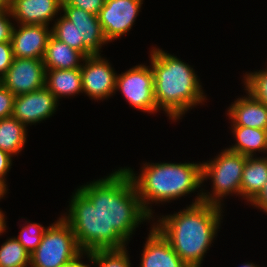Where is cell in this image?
Returning a JSON list of instances; mask_svg holds the SVG:
<instances>
[{"label": "cell", "instance_id": "cell-13", "mask_svg": "<svg viewBox=\"0 0 267 267\" xmlns=\"http://www.w3.org/2000/svg\"><path fill=\"white\" fill-rule=\"evenodd\" d=\"M63 16L77 27L78 42L85 44V57L100 55L102 45L108 44L97 15L83 9L67 5L63 0L61 4Z\"/></svg>", "mask_w": 267, "mask_h": 267}, {"label": "cell", "instance_id": "cell-37", "mask_svg": "<svg viewBox=\"0 0 267 267\" xmlns=\"http://www.w3.org/2000/svg\"><path fill=\"white\" fill-rule=\"evenodd\" d=\"M242 267H258V265H255L254 263H245L244 265H242Z\"/></svg>", "mask_w": 267, "mask_h": 267}, {"label": "cell", "instance_id": "cell-28", "mask_svg": "<svg viewBox=\"0 0 267 267\" xmlns=\"http://www.w3.org/2000/svg\"><path fill=\"white\" fill-rule=\"evenodd\" d=\"M15 95L0 83V119L12 116Z\"/></svg>", "mask_w": 267, "mask_h": 267}, {"label": "cell", "instance_id": "cell-4", "mask_svg": "<svg viewBox=\"0 0 267 267\" xmlns=\"http://www.w3.org/2000/svg\"><path fill=\"white\" fill-rule=\"evenodd\" d=\"M137 191L144 209L152 216V202H170L200 188L202 163H145L141 173L125 168Z\"/></svg>", "mask_w": 267, "mask_h": 267}, {"label": "cell", "instance_id": "cell-24", "mask_svg": "<svg viewBox=\"0 0 267 267\" xmlns=\"http://www.w3.org/2000/svg\"><path fill=\"white\" fill-rule=\"evenodd\" d=\"M127 248L98 249L87 252V258L97 267H131Z\"/></svg>", "mask_w": 267, "mask_h": 267}, {"label": "cell", "instance_id": "cell-20", "mask_svg": "<svg viewBox=\"0 0 267 267\" xmlns=\"http://www.w3.org/2000/svg\"><path fill=\"white\" fill-rule=\"evenodd\" d=\"M267 181V157H247L242 172L241 197L250 203Z\"/></svg>", "mask_w": 267, "mask_h": 267}, {"label": "cell", "instance_id": "cell-25", "mask_svg": "<svg viewBox=\"0 0 267 267\" xmlns=\"http://www.w3.org/2000/svg\"><path fill=\"white\" fill-rule=\"evenodd\" d=\"M57 21V22H56ZM51 35L69 47L74 48L85 56V44L78 42L77 27L63 15L55 20L51 28Z\"/></svg>", "mask_w": 267, "mask_h": 267}, {"label": "cell", "instance_id": "cell-19", "mask_svg": "<svg viewBox=\"0 0 267 267\" xmlns=\"http://www.w3.org/2000/svg\"><path fill=\"white\" fill-rule=\"evenodd\" d=\"M45 87L57 100L83 93L81 69H46Z\"/></svg>", "mask_w": 267, "mask_h": 267}, {"label": "cell", "instance_id": "cell-32", "mask_svg": "<svg viewBox=\"0 0 267 267\" xmlns=\"http://www.w3.org/2000/svg\"><path fill=\"white\" fill-rule=\"evenodd\" d=\"M13 156L10 155L8 152L3 151L0 149V191L5 195L7 193L6 187V179L5 176L7 172L11 169L12 166V158Z\"/></svg>", "mask_w": 267, "mask_h": 267}, {"label": "cell", "instance_id": "cell-38", "mask_svg": "<svg viewBox=\"0 0 267 267\" xmlns=\"http://www.w3.org/2000/svg\"><path fill=\"white\" fill-rule=\"evenodd\" d=\"M5 197L4 194L0 191V199Z\"/></svg>", "mask_w": 267, "mask_h": 267}, {"label": "cell", "instance_id": "cell-3", "mask_svg": "<svg viewBox=\"0 0 267 267\" xmlns=\"http://www.w3.org/2000/svg\"><path fill=\"white\" fill-rule=\"evenodd\" d=\"M151 68L154 73V98L157 109L171 120L181 119L190 108L204 102L206 96L195 70L177 56L152 47Z\"/></svg>", "mask_w": 267, "mask_h": 267}, {"label": "cell", "instance_id": "cell-16", "mask_svg": "<svg viewBox=\"0 0 267 267\" xmlns=\"http://www.w3.org/2000/svg\"><path fill=\"white\" fill-rule=\"evenodd\" d=\"M140 261V267H188L154 225L144 245Z\"/></svg>", "mask_w": 267, "mask_h": 267}, {"label": "cell", "instance_id": "cell-35", "mask_svg": "<svg viewBox=\"0 0 267 267\" xmlns=\"http://www.w3.org/2000/svg\"><path fill=\"white\" fill-rule=\"evenodd\" d=\"M5 214L0 209V235L6 230Z\"/></svg>", "mask_w": 267, "mask_h": 267}, {"label": "cell", "instance_id": "cell-29", "mask_svg": "<svg viewBox=\"0 0 267 267\" xmlns=\"http://www.w3.org/2000/svg\"><path fill=\"white\" fill-rule=\"evenodd\" d=\"M13 50L11 41L0 43V79L6 74L13 62Z\"/></svg>", "mask_w": 267, "mask_h": 267}, {"label": "cell", "instance_id": "cell-10", "mask_svg": "<svg viewBox=\"0 0 267 267\" xmlns=\"http://www.w3.org/2000/svg\"><path fill=\"white\" fill-rule=\"evenodd\" d=\"M142 4L143 0H105L98 18L108 42L129 32Z\"/></svg>", "mask_w": 267, "mask_h": 267}, {"label": "cell", "instance_id": "cell-21", "mask_svg": "<svg viewBox=\"0 0 267 267\" xmlns=\"http://www.w3.org/2000/svg\"><path fill=\"white\" fill-rule=\"evenodd\" d=\"M236 144L227 148L229 151L247 157H254L255 152H267V130L245 126H232Z\"/></svg>", "mask_w": 267, "mask_h": 267}, {"label": "cell", "instance_id": "cell-18", "mask_svg": "<svg viewBox=\"0 0 267 267\" xmlns=\"http://www.w3.org/2000/svg\"><path fill=\"white\" fill-rule=\"evenodd\" d=\"M85 56L52 35L49 37L43 63L45 69L70 70L81 68Z\"/></svg>", "mask_w": 267, "mask_h": 267}, {"label": "cell", "instance_id": "cell-17", "mask_svg": "<svg viewBox=\"0 0 267 267\" xmlns=\"http://www.w3.org/2000/svg\"><path fill=\"white\" fill-rule=\"evenodd\" d=\"M238 98L227 109L231 126H245L267 130V106L256 100L250 93Z\"/></svg>", "mask_w": 267, "mask_h": 267}, {"label": "cell", "instance_id": "cell-22", "mask_svg": "<svg viewBox=\"0 0 267 267\" xmlns=\"http://www.w3.org/2000/svg\"><path fill=\"white\" fill-rule=\"evenodd\" d=\"M27 127L14 117L0 119V149L10 155L21 152L26 143Z\"/></svg>", "mask_w": 267, "mask_h": 267}, {"label": "cell", "instance_id": "cell-23", "mask_svg": "<svg viewBox=\"0 0 267 267\" xmlns=\"http://www.w3.org/2000/svg\"><path fill=\"white\" fill-rule=\"evenodd\" d=\"M30 254L15 237L8 238L0 247V267H27Z\"/></svg>", "mask_w": 267, "mask_h": 267}, {"label": "cell", "instance_id": "cell-1", "mask_svg": "<svg viewBox=\"0 0 267 267\" xmlns=\"http://www.w3.org/2000/svg\"><path fill=\"white\" fill-rule=\"evenodd\" d=\"M102 214L103 249H122L135 229L153 218L143 207L124 168L78 188Z\"/></svg>", "mask_w": 267, "mask_h": 267}, {"label": "cell", "instance_id": "cell-11", "mask_svg": "<svg viewBox=\"0 0 267 267\" xmlns=\"http://www.w3.org/2000/svg\"><path fill=\"white\" fill-rule=\"evenodd\" d=\"M82 62L80 69L83 92L97 101L113 95L117 74L110 62L101 55L85 57Z\"/></svg>", "mask_w": 267, "mask_h": 267}, {"label": "cell", "instance_id": "cell-30", "mask_svg": "<svg viewBox=\"0 0 267 267\" xmlns=\"http://www.w3.org/2000/svg\"><path fill=\"white\" fill-rule=\"evenodd\" d=\"M67 5L83 9L94 15L99 14L100 9L104 6L105 0H63Z\"/></svg>", "mask_w": 267, "mask_h": 267}, {"label": "cell", "instance_id": "cell-27", "mask_svg": "<svg viewBox=\"0 0 267 267\" xmlns=\"http://www.w3.org/2000/svg\"><path fill=\"white\" fill-rule=\"evenodd\" d=\"M48 227H44L39 223H30L22 226L19 236L15 237L25 250L32 254L42 241L44 232Z\"/></svg>", "mask_w": 267, "mask_h": 267}, {"label": "cell", "instance_id": "cell-36", "mask_svg": "<svg viewBox=\"0 0 267 267\" xmlns=\"http://www.w3.org/2000/svg\"><path fill=\"white\" fill-rule=\"evenodd\" d=\"M13 0H0V10H10Z\"/></svg>", "mask_w": 267, "mask_h": 267}, {"label": "cell", "instance_id": "cell-26", "mask_svg": "<svg viewBox=\"0 0 267 267\" xmlns=\"http://www.w3.org/2000/svg\"><path fill=\"white\" fill-rule=\"evenodd\" d=\"M244 85L248 93L267 106V68L244 75Z\"/></svg>", "mask_w": 267, "mask_h": 267}, {"label": "cell", "instance_id": "cell-8", "mask_svg": "<svg viewBox=\"0 0 267 267\" xmlns=\"http://www.w3.org/2000/svg\"><path fill=\"white\" fill-rule=\"evenodd\" d=\"M120 90L128 103L148 113L158 112L154 98V73L151 66L136 65L117 74L115 91Z\"/></svg>", "mask_w": 267, "mask_h": 267}, {"label": "cell", "instance_id": "cell-9", "mask_svg": "<svg viewBox=\"0 0 267 267\" xmlns=\"http://www.w3.org/2000/svg\"><path fill=\"white\" fill-rule=\"evenodd\" d=\"M46 69L41 59L14 57L0 83L15 96L45 87Z\"/></svg>", "mask_w": 267, "mask_h": 267}, {"label": "cell", "instance_id": "cell-31", "mask_svg": "<svg viewBox=\"0 0 267 267\" xmlns=\"http://www.w3.org/2000/svg\"><path fill=\"white\" fill-rule=\"evenodd\" d=\"M10 17L13 18L10 10H0V43L11 41L14 24Z\"/></svg>", "mask_w": 267, "mask_h": 267}, {"label": "cell", "instance_id": "cell-7", "mask_svg": "<svg viewBox=\"0 0 267 267\" xmlns=\"http://www.w3.org/2000/svg\"><path fill=\"white\" fill-rule=\"evenodd\" d=\"M69 211L62 218L71 226L79 248L83 252L103 249V218L94 204L79 190H75Z\"/></svg>", "mask_w": 267, "mask_h": 267}, {"label": "cell", "instance_id": "cell-15", "mask_svg": "<svg viewBox=\"0 0 267 267\" xmlns=\"http://www.w3.org/2000/svg\"><path fill=\"white\" fill-rule=\"evenodd\" d=\"M61 4L62 0H13L10 12L18 24L49 26Z\"/></svg>", "mask_w": 267, "mask_h": 267}, {"label": "cell", "instance_id": "cell-34", "mask_svg": "<svg viewBox=\"0 0 267 267\" xmlns=\"http://www.w3.org/2000/svg\"><path fill=\"white\" fill-rule=\"evenodd\" d=\"M83 255L86 256L87 253L83 252L77 259L61 267H90L88 264L86 265L82 262L81 258Z\"/></svg>", "mask_w": 267, "mask_h": 267}, {"label": "cell", "instance_id": "cell-12", "mask_svg": "<svg viewBox=\"0 0 267 267\" xmlns=\"http://www.w3.org/2000/svg\"><path fill=\"white\" fill-rule=\"evenodd\" d=\"M58 101L46 87L15 96L12 117L26 127L28 124L40 123L56 112Z\"/></svg>", "mask_w": 267, "mask_h": 267}, {"label": "cell", "instance_id": "cell-6", "mask_svg": "<svg viewBox=\"0 0 267 267\" xmlns=\"http://www.w3.org/2000/svg\"><path fill=\"white\" fill-rule=\"evenodd\" d=\"M82 253L71 226L60 217L46 229L41 243L30 254V267H61Z\"/></svg>", "mask_w": 267, "mask_h": 267}, {"label": "cell", "instance_id": "cell-33", "mask_svg": "<svg viewBox=\"0 0 267 267\" xmlns=\"http://www.w3.org/2000/svg\"><path fill=\"white\" fill-rule=\"evenodd\" d=\"M250 204L267 213V181L260 193L250 202Z\"/></svg>", "mask_w": 267, "mask_h": 267}, {"label": "cell", "instance_id": "cell-5", "mask_svg": "<svg viewBox=\"0 0 267 267\" xmlns=\"http://www.w3.org/2000/svg\"><path fill=\"white\" fill-rule=\"evenodd\" d=\"M247 156L222 150L213 160L202 163V182H213V190L201 193L202 201L221 207V200L229 194L240 195L242 172Z\"/></svg>", "mask_w": 267, "mask_h": 267}, {"label": "cell", "instance_id": "cell-14", "mask_svg": "<svg viewBox=\"0 0 267 267\" xmlns=\"http://www.w3.org/2000/svg\"><path fill=\"white\" fill-rule=\"evenodd\" d=\"M50 36L51 29L49 30L46 25L18 24L14 26L11 37L13 56L43 60Z\"/></svg>", "mask_w": 267, "mask_h": 267}, {"label": "cell", "instance_id": "cell-2", "mask_svg": "<svg viewBox=\"0 0 267 267\" xmlns=\"http://www.w3.org/2000/svg\"><path fill=\"white\" fill-rule=\"evenodd\" d=\"M197 195L194 203L182 211L162 216L154 223L188 267H201L222 220V207L203 202L201 192Z\"/></svg>", "mask_w": 267, "mask_h": 267}]
</instances>
